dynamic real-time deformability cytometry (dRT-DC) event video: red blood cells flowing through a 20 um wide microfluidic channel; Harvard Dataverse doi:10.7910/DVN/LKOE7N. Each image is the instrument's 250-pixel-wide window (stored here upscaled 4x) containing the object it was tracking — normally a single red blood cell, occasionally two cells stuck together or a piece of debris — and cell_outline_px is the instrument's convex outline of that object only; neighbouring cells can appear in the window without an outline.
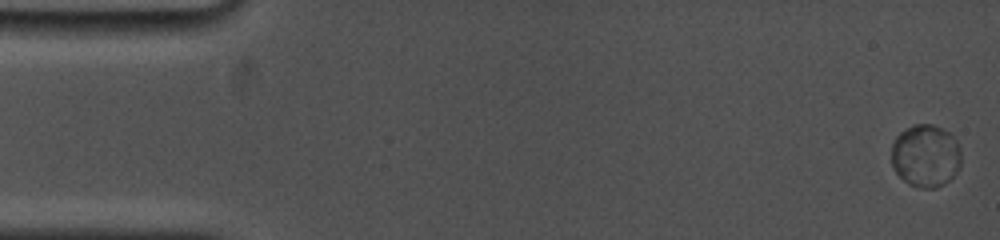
{"species": "common noctule bat (a hibernating species)", "species_latin": "Nyctalus noctula", "temperature_condition": "cold", "stored_images_in_passage": 37, "camera_frame_rate_fps": 5000, "um_per_image_px": 0.085, "animal": {"sex": "female", "body_mass_g": 19.0, "forearm_length_mm": 53.3}, "frame": {"image": 1, "passage_image": 1, "time_ms": 0.0, "image_size_px": [1000, 240], "cell_outline_px": [[960, 164], [956, 172], [944, 184], [936, 188], [920, 188], [908, 184], [892, 168], [892, 144], [896, 136], [900, 132], [912, 124], [932, 124], [948, 132], [956, 140], [960, 148]], "centroid_in_image_um": [78.66, 13.24], "position_along_channel_um": 6.3, "area_um2": 25.49}}
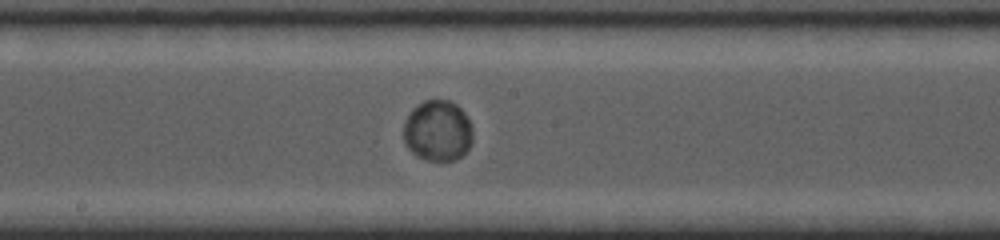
{"frame": {"image": 2, "passage_image": 22, "time_ms": 9.2, "image_size_px": [1000, 240], "cell_outline_px": [[472, 144], [460, 156], [452, 160], [428, 160], [416, 156], [404, 144], [404, 124], [412, 108], [416, 104], [424, 100], [448, 100], [456, 104], [464, 112], [472, 128]], "centroid_in_image_um": [37.19, 11.1], "position_along_channel_um": 211.0, "area_um2": 24.51}}
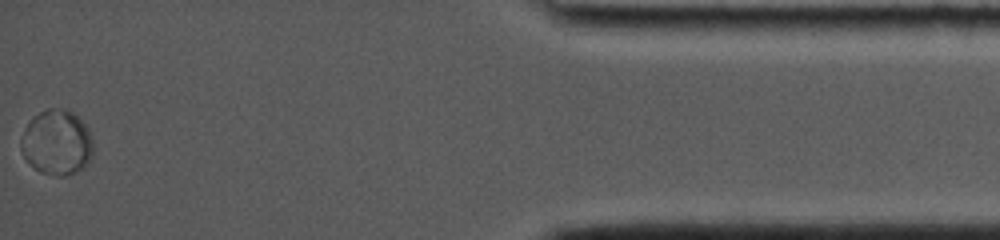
{"frame": {"image": 3, "passage_image": 37, "time_ms": 16.8, "image_size_px": [1000, 240], "cell_outline_px": [[92, 156], [80, 168], [64, 176], [56, 176], [40, 172], [28, 164], [20, 148], [20, 140], [28, 124], [40, 112], [48, 108], [64, 108], [72, 112], [88, 128], [92, 140]], "centroid_in_image_um": [4.8, 12.11], "position_along_channel_um": 430.4, "area_um2": 26.99}}